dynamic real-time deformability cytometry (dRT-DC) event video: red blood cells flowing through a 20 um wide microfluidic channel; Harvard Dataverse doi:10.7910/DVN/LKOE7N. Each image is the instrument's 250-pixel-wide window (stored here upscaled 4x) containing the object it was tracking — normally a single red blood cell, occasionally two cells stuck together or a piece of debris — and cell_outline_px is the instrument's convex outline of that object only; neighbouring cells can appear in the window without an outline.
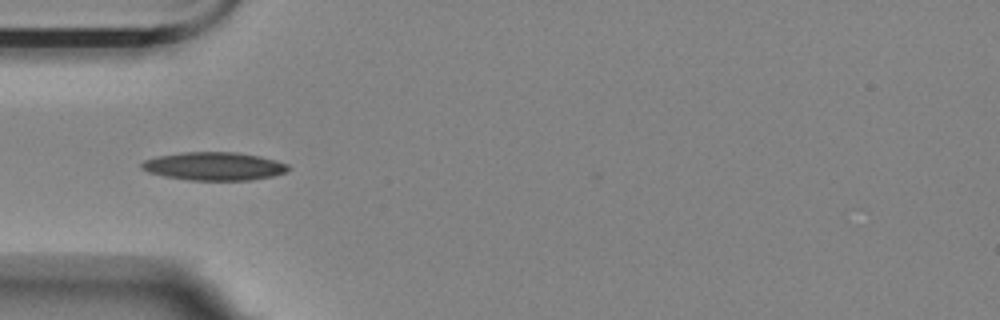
{"species": "Egyptian fruit bat (a non-hibernating species)", "species_latin": "Rousettus aegyptiacus", "temperature_condition": "room temperature", "stored_images_in_passage": 22, "camera_frame_rate_fps": 3000, "um_per_image_px": 0.085, "animal": {"sex": "female"}, "frame": {"image": 1, "passage_image": 4, "time_ms": 1.0, "image_size_px": [1000, 320], "cell_outline_px": [[292, 168], [284, 172], [272, 176], [252, 180], [188, 180], [164, 176], [148, 172], [140, 168], [140, 164], [144, 160], [156, 156], [184, 152], [236, 152], [260, 156], [288, 164]], "centroid_in_image_um": [18.17, 14.13], "position_along_channel_um": 66.8, "area_um2": 24.16}}
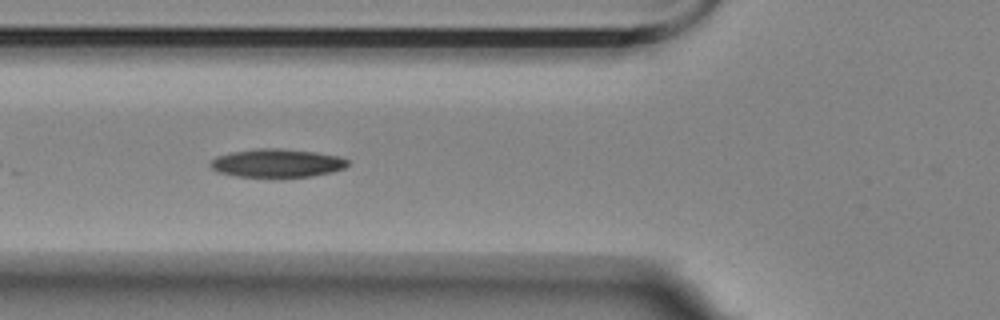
{"frame": {"image": 2, "passage_image": 7, "time_ms": 2.0, "image_size_px": [1000, 320], "cell_outline_px": [[348, 164], [344, 168], [332, 172], [312, 176], [236, 176], [216, 172], [208, 164], [216, 156], [232, 152], [256, 148], [280, 148], [316, 152], [340, 156], [348, 160]], "centroid_in_image_um": [23.53, 13.85], "position_along_channel_um": 102.3, "area_um2": 22.6}}